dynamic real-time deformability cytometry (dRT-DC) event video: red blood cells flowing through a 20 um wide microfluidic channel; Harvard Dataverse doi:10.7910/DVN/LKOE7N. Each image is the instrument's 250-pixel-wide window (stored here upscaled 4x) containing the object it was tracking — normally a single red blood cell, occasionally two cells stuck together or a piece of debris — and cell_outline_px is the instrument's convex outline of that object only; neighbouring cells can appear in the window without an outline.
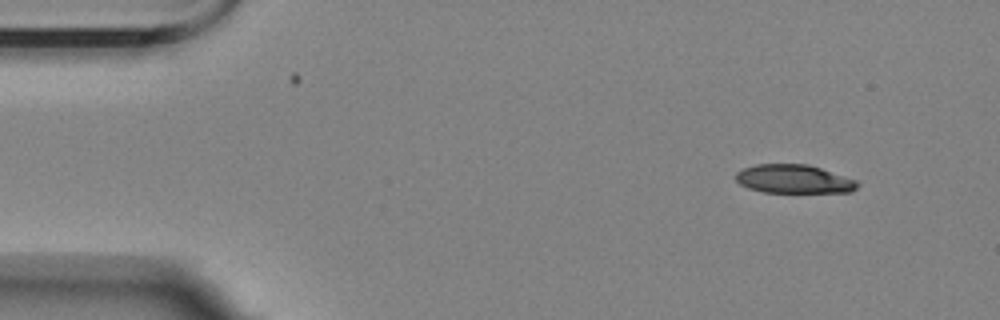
{"species": "Egyptian fruit bat (a non-hibernating species)", "species_latin": "Rousettus aegyptiacus", "temperature_condition": "room temperature", "stored_images_in_passage": 4, "camera_frame_rate_fps": 3000, "um_per_image_px": 0.085, "animal": {"sex": "female"}, "frame": {"image": 1, "passage_image": 1, "time_ms": 0.0, "image_size_px": [1000, 320], "cell_outline_px": [[860, 184], [856, 188], [848, 192], [764, 192], [748, 188], [740, 184], [736, 180], [736, 172], [744, 168], [756, 164], [808, 164], [856, 180]], "centroid_in_image_um": [67.45, 15.21], "position_along_channel_um": 17.5, "area_um2": 20.11}}
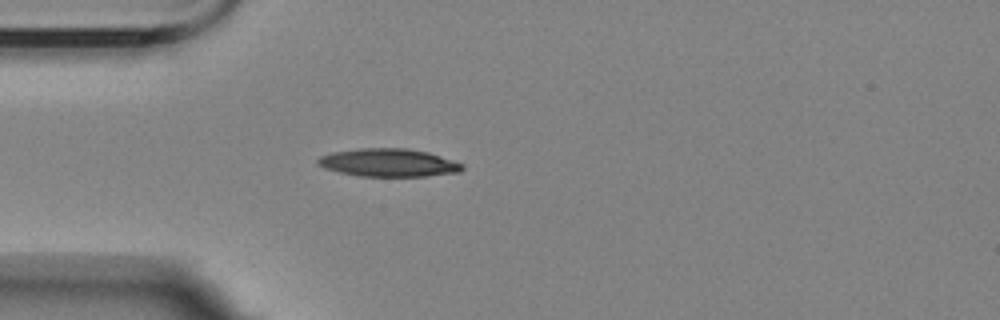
{"frame": {"image": 2, "passage_image": 4, "time_ms": 3.333, "image_size_px": [1000, 320], "cell_outline_px": [[464, 168], [460, 172], [428, 176], [360, 176], [340, 172], [324, 168], [316, 164], [316, 160], [320, 156], [332, 152], [360, 148], [404, 148], [428, 152], [464, 164]], "centroid_in_image_um": [33.02, 13.83], "position_along_channel_um": 52.0, "area_um2": 23.58}}